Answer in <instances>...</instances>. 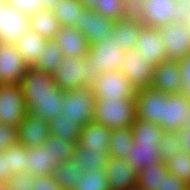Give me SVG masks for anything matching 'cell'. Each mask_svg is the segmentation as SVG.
<instances>
[{
	"label": "cell",
	"mask_w": 190,
	"mask_h": 190,
	"mask_svg": "<svg viewBox=\"0 0 190 190\" xmlns=\"http://www.w3.org/2000/svg\"><path fill=\"white\" fill-rule=\"evenodd\" d=\"M60 0H40L43 9L53 10L55 3Z\"/></svg>",
	"instance_id": "816d5d0a"
},
{
	"label": "cell",
	"mask_w": 190,
	"mask_h": 190,
	"mask_svg": "<svg viewBox=\"0 0 190 190\" xmlns=\"http://www.w3.org/2000/svg\"><path fill=\"white\" fill-rule=\"evenodd\" d=\"M53 169L49 135L42 145L27 148L26 172L32 176L52 175Z\"/></svg>",
	"instance_id": "7402d4cb"
},
{
	"label": "cell",
	"mask_w": 190,
	"mask_h": 190,
	"mask_svg": "<svg viewBox=\"0 0 190 190\" xmlns=\"http://www.w3.org/2000/svg\"><path fill=\"white\" fill-rule=\"evenodd\" d=\"M136 98L95 99L93 121L107 128H126L136 118Z\"/></svg>",
	"instance_id": "3957f363"
},
{
	"label": "cell",
	"mask_w": 190,
	"mask_h": 190,
	"mask_svg": "<svg viewBox=\"0 0 190 190\" xmlns=\"http://www.w3.org/2000/svg\"><path fill=\"white\" fill-rule=\"evenodd\" d=\"M109 158V153L86 151V148L77 142L71 161L84 172V170H104Z\"/></svg>",
	"instance_id": "4316f807"
},
{
	"label": "cell",
	"mask_w": 190,
	"mask_h": 190,
	"mask_svg": "<svg viewBox=\"0 0 190 190\" xmlns=\"http://www.w3.org/2000/svg\"><path fill=\"white\" fill-rule=\"evenodd\" d=\"M17 128L0 123V151L15 145L18 142Z\"/></svg>",
	"instance_id": "ee69618b"
},
{
	"label": "cell",
	"mask_w": 190,
	"mask_h": 190,
	"mask_svg": "<svg viewBox=\"0 0 190 190\" xmlns=\"http://www.w3.org/2000/svg\"><path fill=\"white\" fill-rule=\"evenodd\" d=\"M94 11L108 19L119 21L122 19L124 6L122 0H98V7Z\"/></svg>",
	"instance_id": "ab89813d"
},
{
	"label": "cell",
	"mask_w": 190,
	"mask_h": 190,
	"mask_svg": "<svg viewBox=\"0 0 190 190\" xmlns=\"http://www.w3.org/2000/svg\"><path fill=\"white\" fill-rule=\"evenodd\" d=\"M77 141H62L57 136L50 134V151L52 153V166L71 160Z\"/></svg>",
	"instance_id": "d590c367"
},
{
	"label": "cell",
	"mask_w": 190,
	"mask_h": 190,
	"mask_svg": "<svg viewBox=\"0 0 190 190\" xmlns=\"http://www.w3.org/2000/svg\"><path fill=\"white\" fill-rule=\"evenodd\" d=\"M5 2L26 16L43 9L40 0H5Z\"/></svg>",
	"instance_id": "7bdbcfd3"
},
{
	"label": "cell",
	"mask_w": 190,
	"mask_h": 190,
	"mask_svg": "<svg viewBox=\"0 0 190 190\" xmlns=\"http://www.w3.org/2000/svg\"><path fill=\"white\" fill-rule=\"evenodd\" d=\"M31 190H62L52 175L34 176Z\"/></svg>",
	"instance_id": "bcb514c9"
},
{
	"label": "cell",
	"mask_w": 190,
	"mask_h": 190,
	"mask_svg": "<svg viewBox=\"0 0 190 190\" xmlns=\"http://www.w3.org/2000/svg\"><path fill=\"white\" fill-rule=\"evenodd\" d=\"M104 172L110 190H127L137 184L138 172L125 159L110 157Z\"/></svg>",
	"instance_id": "ac0fdd59"
},
{
	"label": "cell",
	"mask_w": 190,
	"mask_h": 190,
	"mask_svg": "<svg viewBox=\"0 0 190 190\" xmlns=\"http://www.w3.org/2000/svg\"><path fill=\"white\" fill-rule=\"evenodd\" d=\"M139 56L154 67L164 61L165 58V47L161 40L157 28L152 26H146L141 23V30L138 39L136 40L135 48Z\"/></svg>",
	"instance_id": "5bb4252c"
},
{
	"label": "cell",
	"mask_w": 190,
	"mask_h": 190,
	"mask_svg": "<svg viewBox=\"0 0 190 190\" xmlns=\"http://www.w3.org/2000/svg\"><path fill=\"white\" fill-rule=\"evenodd\" d=\"M84 8L95 10L98 7V0H78Z\"/></svg>",
	"instance_id": "f907efd6"
},
{
	"label": "cell",
	"mask_w": 190,
	"mask_h": 190,
	"mask_svg": "<svg viewBox=\"0 0 190 190\" xmlns=\"http://www.w3.org/2000/svg\"><path fill=\"white\" fill-rule=\"evenodd\" d=\"M141 22L127 19L115 21L108 39H113L120 48L127 52L135 48L136 40L140 35Z\"/></svg>",
	"instance_id": "603a6c76"
},
{
	"label": "cell",
	"mask_w": 190,
	"mask_h": 190,
	"mask_svg": "<svg viewBox=\"0 0 190 190\" xmlns=\"http://www.w3.org/2000/svg\"><path fill=\"white\" fill-rule=\"evenodd\" d=\"M80 173H82L80 168L69 160L58 164L53 169L52 176L62 190H72Z\"/></svg>",
	"instance_id": "e575fe53"
},
{
	"label": "cell",
	"mask_w": 190,
	"mask_h": 190,
	"mask_svg": "<svg viewBox=\"0 0 190 190\" xmlns=\"http://www.w3.org/2000/svg\"><path fill=\"white\" fill-rule=\"evenodd\" d=\"M8 154V169L12 175L26 172L27 147L18 142L4 150Z\"/></svg>",
	"instance_id": "f35d334b"
},
{
	"label": "cell",
	"mask_w": 190,
	"mask_h": 190,
	"mask_svg": "<svg viewBox=\"0 0 190 190\" xmlns=\"http://www.w3.org/2000/svg\"><path fill=\"white\" fill-rule=\"evenodd\" d=\"M127 190H144V189L141 186H139L138 184H135Z\"/></svg>",
	"instance_id": "11a10c76"
},
{
	"label": "cell",
	"mask_w": 190,
	"mask_h": 190,
	"mask_svg": "<svg viewBox=\"0 0 190 190\" xmlns=\"http://www.w3.org/2000/svg\"><path fill=\"white\" fill-rule=\"evenodd\" d=\"M177 134L183 145L182 150L190 154V127H181Z\"/></svg>",
	"instance_id": "681fc988"
},
{
	"label": "cell",
	"mask_w": 190,
	"mask_h": 190,
	"mask_svg": "<svg viewBox=\"0 0 190 190\" xmlns=\"http://www.w3.org/2000/svg\"><path fill=\"white\" fill-rule=\"evenodd\" d=\"M28 68L14 44L0 42V84H19Z\"/></svg>",
	"instance_id": "4fadbf2b"
},
{
	"label": "cell",
	"mask_w": 190,
	"mask_h": 190,
	"mask_svg": "<svg viewBox=\"0 0 190 190\" xmlns=\"http://www.w3.org/2000/svg\"><path fill=\"white\" fill-rule=\"evenodd\" d=\"M83 9L78 0H60L55 3L52 11L61 26L79 30V18Z\"/></svg>",
	"instance_id": "f1b7e54d"
},
{
	"label": "cell",
	"mask_w": 190,
	"mask_h": 190,
	"mask_svg": "<svg viewBox=\"0 0 190 190\" xmlns=\"http://www.w3.org/2000/svg\"><path fill=\"white\" fill-rule=\"evenodd\" d=\"M72 190H110L104 170H84Z\"/></svg>",
	"instance_id": "836d02e7"
},
{
	"label": "cell",
	"mask_w": 190,
	"mask_h": 190,
	"mask_svg": "<svg viewBox=\"0 0 190 190\" xmlns=\"http://www.w3.org/2000/svg\"><path fill=\"white\" fill-rule=\"evenodd\" d=\"M17 132L18 143L31 148L43 144L50 135V128L48 121L27 113Z\"/></svg>",
	"instance_id": "d6986e66"
},
{
	"label": "cell",
	"mask_w": 190,
	"mask_h": 190,
	"mask_svg": "<svg viewBox=\"0 0 190 190\" xmlns=\"http://www.w3.org/2000/svg\"><path fill=\"white\" fill-rule=\"evenodd\" d=\"M153 68L148 60L143 59L132 50L126 52L123 64L119 67L124 76L130 81L136 90L150 87L153 81Z\"/></svg>",
	"instance_id": "8fae6325"
},
{
	"label": "cell",
	"mask_w": 190,
	"mask_h": 190,
	"mask_svg": "<svg viewBox=\"0 0 190 190\" xmlns=\"http://www.w3.org/2000/svg\"><path fill=\"white\" fill-rule=\"evenodd\" d=\"M137 172L144 166L157 161H162L158 144L133 143L128 151V158L125 159Z\"/></svg>",
	"instance_id": "484cf974"
},
{
	"label": "cell",
	"mask_w": 190,
	"mask_h": 190,
	"mask_svg": "<svg viewBox=\"0 0 190 190\" xmlns=\"http://www.w3.org/2000/svg\"><path fill=\"white\" fill-rule=\"evenodd\" d=\"M61 114L83 127L92 121L95 97L90 86L65 91Z\"/></svg>",
	"instance_id": "5b68a950"
},
{
	"label": "cell",
	"mask_w": 190,
	"mask_h": 190,
	"mask_svg": "<svg viewBox=\"0 0 190 190\" xmlns=\"http://www.w3.org/2000/svg\"><path fill=\"white\" fill-rule=\"evenodd\" d=\"M64 55L54 40H47L43 51L38 56L36 62L31 66L34 69L53 74L58 68V63Z\"/></svg>",
	"instance_id": "1f68e13d"
},
{
	"label": "cell",
	"mask_w": 190,
	"mask_h": 190,
	"mask_svg": "<svg viewBox=\"0 0 190 190\" xmlns=\"http://www.w3.org/2000/svg\"><path fill=\"white\" fill-rule=\"evenodd\" d=\"M26 114L20 84H0V123L18 128Z\"/></svg>",
	"instance_id": "52a82bcc"
},
{
	"label": "cell",
	"mask_w": 190,
	"mask_h": 190,
	"mask_svg": "<svg viewBox=\"0 0 190 190\" xmlns=\"http://www.w3.org/2000/svg\"><path fill=\"white\" fill-rule=\"evenodd\" d=\"M87 54L91 57L95 70L101 74L106 71H118L123 64L126 52L113 39L107 38L88 44Z\"/></svg>",
	"instance_id": "9c48e42d"
},
{
	"label": "cell",
	"mask_w": 190,
	"mask_h": 190,
	"mask_svg": "<svg viewBox=\"0 0 190 190\" xmlns=\"http://www.w3.org/2000/svg\"><path fill=\"white\" fill-rule=\"evenodd\" d=\"M33 181L34 176L28 174L27 172L17 173L11 176L6 187L15 190H31Z\"/></svg>",
	"instance_id": "f6af8a7d"
},
{
	"label": "cell",
	"mask_w": 190,
	"mask_h": 190,
	"mask_svg": "<svg viewBox=\"0 0 190 190\" xmlns=\"http://www.w3.org/2000/svg\"><path fill=\"white\" fill-rule=\"evenodd\" d=\"M186 27L188 28V31L190 32V18H189V20L186 23Z\"/></svg>",
	"instance_id": "9f6ffc18"
},
{
	"label": "cell",
	"mask_w": 190,
	"mask_h": 190,
	"mask_svg": "<svg viewBox=\"0 0 190 190\" xmlns=\"http://www.w3.org/2000/svg\"><path fill=\"white\" fill-rule=\"evenodd\" d=\"M166 164L157 161L144 166L137 174V184L144 190H162L163 175H167Z\"/></svg>",
	"instance_id": "83f0119b"
},
{
	"label": "cell",
	"mask_w": 190,
	"mask_h": 190,
	"mask_svg": "<svg viewBox=\"0 0 190 190\" xmlns=\"http://www.w3.org/2000/svg\"><path fill=\"white\" fill-rule=\"evenodd\" d=\"M114 23L112 19L84 8L79 18V31L85 35L88 44H94L110 36Z\"/></svg>",
	"instance_id": "9a60e30c"
},
{
	"label": "cell",
	"mask_w": 190,
	"mask_h": 190,
	"mask_svg": "<svg viewBox=\"0 0 190 190\" xmlns=\"http://www.w3.org/2000/svg\"><path fill=\"white\" fill-rule=\"evenodd\" d=\"M190 107V97L181 93L168 94L162 102L161 127L164 131H178L184 125V111Z\"/></svg>",
	"instance_id": "2e32d148"
},
{
	"label": "cell",
	"mask_w": 190,
	"mask_h": 190,
	"mask_svg": "<svg viewBox=\"0 0 190 190\" xmlns=\"http://www.w3.org/2000/svg\"><path fill=\"white\" fill-rule=\"evenodd\" d=\"M181 77L177 60L165 59L153 68L151 87L165 93H181Z\"/></svg>",
	"instance_id": "e0dca14e"
},
{
	"label": "cell",
	"mask_w": 190,
	"mask_h": 190,
	"mask_svg": "<svg viewBox=\"0 0 190 190\" xmlns=\"http://www.w3.org/2000/svg\"><path fill=\"white\" fill-rule=\"evenodd\" d=\"M161 160L166 163L169 159L182 150L183 145L177 134V131H163V136L158 143Z\"/></svg>",
	"instance_id": "74e56055"
},
{
	"label": "cell",
	"mask_w": 190,
	"mask_h": 190,
	"mask_svg": "<svg viewBox=\"0 0 190 190\" xmlns=\"http://www.w3.org/2000/svg\"><path fill=\"white\" fill-rule=\"evenodd\" d=\"M12 174L8 169V154L0 151V184L6 186Z\"/></svg>",
	"instance_id": "c3c4849f"
},
{
	"label": "cell",
	"mask_w": 190,
	"mask_h": 190,
	"mask_svg": "<svg viewBox=\"0 0 190 190\" xmlns=\"http://www.w3.org/2000/svg\"><path fill=\"white\" fill-rule=\"evenodd\" d=\"M4 190H15V189H9V188H7V187L5 186ZM19 190H21V189H19Z\"/></svg>",
	"instance_id": "680465c9"
},
{
	"label": "cell",
	"mask_w": 190,
	"mask_h": 190,
	"mask_svg": "<svg viewBox=\"0 0 190 190\" xmlns=\"http://www.w3.org/2000/svg\"><path fill=\"white\" fill-rule=\"evenodd\" d=\"M54 42L65 57L83 58L88 53L85 35L74 27L61 26L55 35Z\"/></svg>",
	"instance_id": "ffe728a7"
},
{
	"label": "cell",
	"mask_w": 190,
	"mask_h": 190,
	"mask_svg": "<svg viewBox=\"0 0 190 190\" xmlns=\"http://www.w3.org/2000/svg\"><path fill=\"white\" fill-rule=\"evenodd\" d=\"M95 99H132L136 96V88L121 71L101 73L90 85Z\"/></svg>",
	"instance_id": "8992f818"
},
{
	"label": "cell",
	"mask_w": 190,
	"mask_h": 190,
	"mask_svg": "<svg viewBox=\"0 0 190 190\" xmlns=\"http://www.w3.org/2000/svg\"><path fill=\"white\" fill-rule=\"evenodd\" d=\"M168 94L153 87L138 89L136 92V118L161 126L162 102Z\"/></svg>",
	"instance_id": "7c38bea8"
},
{
	"label": "cell",
	"mask_w": 190,
	"mask_h": 190,
	"mask_svg": "<svg viewBox=\"0 0 190 190\" xmlns=\"http://www.w3.org/2000/svg\"><path fill=\"white\" fill-rule=\"evenodd\" d=\"M143 25L160 27L173 22L186 24L190 18L187 5L174 0H144Z\"/></svg>",
	"instance_id": "277c9868"
},
{
	"label": "cell",
	"mask_w": 190,
	"mask_h": 190,
	"mask_svg": "<svg viewBox=\"0 0 190 190\" xmlns=\"http://www.w3.org/2000/svg\"><path fill=\"white\" fill-rule=\"evenodd\" d=\"M5 186L3 184H0V190H4Z\"/></svg>",
	"instance_id": "6f0895ef"
},
{
	"label": "cell",
	"mask_w": 190,
	"mask_h": 190,
	"mask_svg": "<svg viewBox=\"0 0 190 190\" xmlns=\"http://www.w3.org/2000/svg\"><path fill=\"white\" fill-rule=\"evenodd\" d=\"M92 63L88 54L83 58L64 56L52 77L63 91L90 86L100 75Z\"/></svg>",
	"instance_id": "7a4b0ae2"
},
{
	"label": "cell",
	"mask_w": 190,
	"mask_h": 190,
	"mask_svg": "<svg viewBox=\"0 0 190 190\" xmlns=\"http://www.w3.org/2000/svg\"><path fill=\"white\" fill-rule=\"evenodd\" d=\"M176 3H184L187 5L188 12L190 13V0H174Z\"/></svg>",
	"instance_id": "db71d44e"
},
{
	"label": "cell",
	"mask_w": 190,
	"mask_h": 190,
	"mask_svg": "<svg viewBox=\"0 0 190 190\" xmlns=\"http://www.w3.org/2000/svg\"><path fill=\"white\" fill-rule=\"evenodd\" d=\"M19 84L28 114L46 121L61 114L65 91L57 86L51 74L29 67Z\"/></svg>",
	"instance_id": "6da1fadb"
},
{
	"label": "cell",
	"mask_w": 190,
	"mask_h": 190,
	"mask_svg": "<svg viewBox=\"0 0 190 190\" xmlns=\"http://www.w3.org/2000/svg\"><path fill=\"white\" fill-rule=\"evenodd\" d=\"M110 132V128L92 120L81 127L78 143L85 147L86 151L108 153Z\"/></svg>",
	"instance_id": "44dd1931"
},
{
	"label": "cell",
	"mask_w": 190,
	"mask_h": 190,
	"mask_svg": "<svg viewBox=\"0 0 190 190\" xmlns=\"http://www.w3.org/2000/svg\"><path fill=\"white\" fill-rule=\"evenodd\" d=\"M50 134L60 138L62 141H77L81 131V126L76 122L69 120L62 114H57L48 121Z\"/></svg>",
	"instance_id": "d6a6232c"
},
{
	"label": "cell",
	"mask_w": 190,
	"mask_h": 190,
	"mask_svg": "<svg viewBox=\"0 0 190 190\" xmlns=\"http://www.w3.org/2000/svg\"><path fill=\"white\" fill-rule=\"evenodd\" d=\"M188 185L177 176L171 174L163 175L162 190H186Z\"/></svg>",
	"instance_id": "7dc6e473"
},
{
	"label": "cell",
	"mask_w": 190,
	"mask_h": 190,
	"mask_svg": "<svg viewBox=\"0 0 190 190\" xmlns=\"http://www.w3.org/2000/svg\"><path fill=\"white\" fill-rule=\"evenodd\" d=\"M184 125L183 127H190V107L184 111Z\"/></svg>",
	"instance_id": "f5cc1de1"
},
{
	"label": "cell",
	"mask_w": 190,
	"mask_h": 190,
	"mask_svg": "<svg viewBox=\"0 0 190 190\" xmlns=\"http://www.w3.org/2000/svg\"><path fill=\"white\" fill-rule=\"evenodd\" d=\"M165 47V58L179 60L190 53V32L186 24L173 22L157 27Z\"/></svg>",
	"instance_id": "ba28073f"
},
{
	"label": "cell",
	"mask_w": 190,
	"mask_h": 190,
	"mask_svg": "<svg viewBox=\"0 0 190 190\" xmlns=\"http://www.w3.org/2000/svg\"><path fill=\"white\" fill-rule=\"evenodd\" d=\"M29 29V16L17 11L3 0L0 3V42L15 44Z\"/></svg>",
	"instance_id": "30bf717a"
},
{
	"label": "cell",
	"mask_w": 190,
	"mask_h": 190,
	"mask_svg": "<svg viewBox=\"0 0 190 190\" xmlns=\"http://www.w3.org/2000/svg\"><path fill=\"white\" fill-rule=\"evenodd\" d=\"M163 128L158 124L135 118L131 125L133 141L136 144H158L163 136Z\"/></svg>",
	"instance_id": "4dcf8cb0"
},
{
	"label": "cell",
	"mask_w": 190,
	"mask_h": 190,
	"mask_svg": "<svg viewBox=\"0 0 190 190\" xmlns=\"http://www.w3.org/2000/svg\"><path fill=\"white\" fill-rule=\"evenodd\" d=\"M167 170L183 180L190 186V154L184 150H179V153L169 159L166 163Z\"/></svg>",
	"instance_id": "8d00e7d4"
},
{
	"label": "cell",
	"mask_w": 190,
	"mask_h": 190,
	"mask_svg": "<svg viewBox=\"0 0 190 190\" xmlns=\"http://www.w3.org/2000/svg\"><path fill=\"white\" fill-rule=\"evenodd\" d=\"M46 41L35 31L28 29L21 35L14 46L27 65L31 67L43 51Z\"/></svg>",
	"instance_id": "cb8c5ba5"
},
{
	"label": "cell",
	"mask_w": 190,
	"mask_h": 190,
	"mask_svg": "<svg viewBox=\"0 0 190 190\" xmlns=\"http://www.w3.org/2000/svg\"><path fill=\"white\" fill-rule=\"evenodd\" d=\"M133 143L131 126L111 129L110 141L108 144L109 157L122 159L128 158V151Z\"/></svg>",
	"instance_id": "f546056e"
},
{
	"label": "cell",
	"mask_w": 190,
	"mask_h": 190,
	"mask_svg": "<svg viewBox=\"0 0 190 190\" xmlns=\"http://www.w3.org/2000/svg\"><path fill=\"white\" fill-rule=\"evenodd\" d=\"M61 25L52 10L42 9L29 16V29L46 40H54Z\"/></svg>",
	"instance_id": "d4e9b609"
},
{
	"label": "cell",
	"mask_w": 190,
	"mask_h": 190,
	"mask_svg": "<svg viewBox=\"0 0 190 190\" xmlns=\"http://www.w3.org/2000/svg\"><path fill=\"white\" fill-rule=\"evenodd\" d=\"M177 61L181 77V94L190 97V53Z\"/></svg>",
	"instance_id": "b9f144b4"
},
{
	"label": "cell",
	"mask_w": 190,
	"mask_h": 190,
	"mask_svg": "<svg viewBox=\"0 0 190 190\" xmlns=\"http://www.w3.org/2000/svg\"><path fill=\"white\" fill-rule=\"evenodd\" d=\"M144 0H122L124 12L122 19L143 21V3Z\"/></svg>",
	"instance_id": "60d3db41"
}]
</instances>
